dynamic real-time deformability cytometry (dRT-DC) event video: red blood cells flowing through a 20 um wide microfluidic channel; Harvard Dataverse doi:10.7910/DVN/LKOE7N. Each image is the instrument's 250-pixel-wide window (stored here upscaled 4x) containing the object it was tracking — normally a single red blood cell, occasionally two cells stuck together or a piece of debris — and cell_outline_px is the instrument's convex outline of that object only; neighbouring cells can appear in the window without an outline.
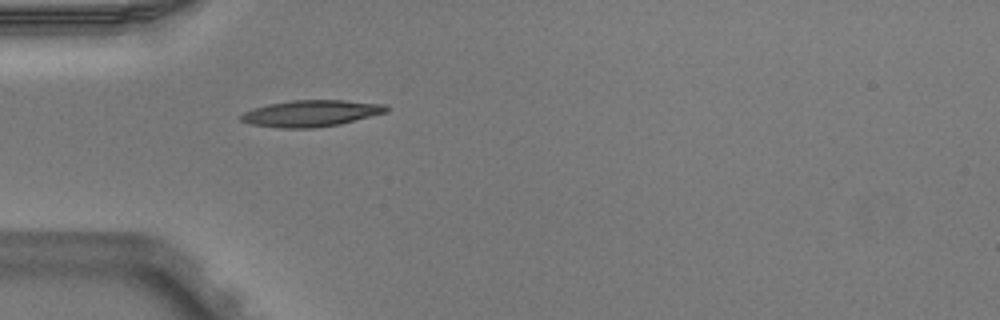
{"species": "Egyptian fruit bat (a non-hibernating species)", "species_latin": "Rousettus aegyptiacus", "temperature_condition": "warm", "stored_images_in_passage": 1, "camera_frame_rate_fps": 3000, "um_per_image_px": 0.085, "animal": {"sex": "male"}, "frame": {"image": 1, "passage_image": 1, "time_ms": 0.0, "image_size_px": [1000, 320], "cell_outline_px": [[388, 112], [340, 124], [312, 128], [280, 128], [252, 124], [240, 120], [240, 116], [244, 112], [268, 104], [292, 100], [344, 100], [384, 104], [388, 108]], "centroid_in_image_um": [26.46, 9.63], "position_along_channel_um": 58.5, "area_um2": 22.25}}